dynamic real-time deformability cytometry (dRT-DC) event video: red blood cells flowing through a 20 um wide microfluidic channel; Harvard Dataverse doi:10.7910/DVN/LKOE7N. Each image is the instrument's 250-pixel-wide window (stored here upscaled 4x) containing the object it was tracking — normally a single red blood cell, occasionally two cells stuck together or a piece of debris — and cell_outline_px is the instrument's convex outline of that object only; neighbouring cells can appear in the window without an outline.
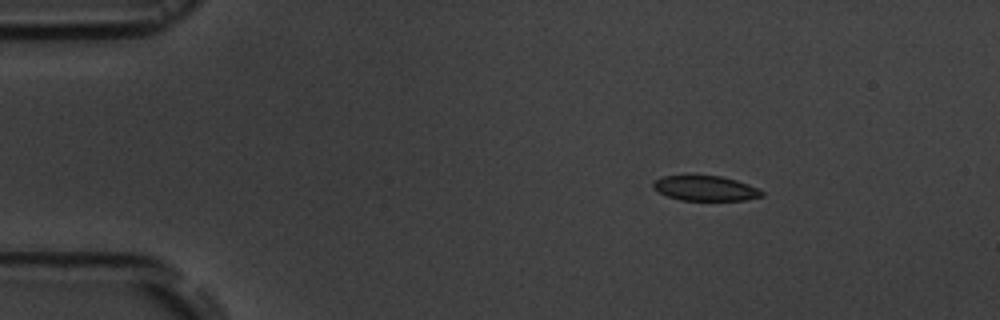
{"species": "common noctule bat (a hibernating species)", "species_latin": "Nyctalus noctula", "temperature_condition": "room temperature", "stored_images_in_passage": 48, "camera_frame_rate_fps": 3000, "um_per_image_px": 0.085, "animal": {"sex": "male", "body_mass_g": 19.5, "forearm_length_mm": 54.6}, "frame": {"image": 1, "passage_image": 1, "time_ms": 0.0, "image_size_px": [1000, 320], "cell_outline_px": [[764, 196], [744, 200], [680, 200], [668, 196], [652, 188], [652, 184], [656, 180], [664, 176], [720, 176], [736, 180], [748, 184], [764, 192]], "centroid_in_image_um": [59.97, 16.01], "position_along_channel_um": 25.0, "area_um2": 15.61}}
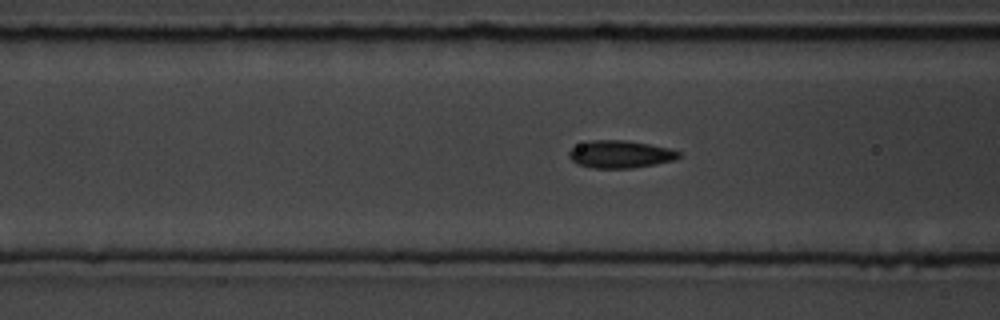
{"frame": {"image": 2, "passage_image": 14, "time_ms": 4.333, "image_size_px": [1000, 320], "cell_outline_px": [[680, 156], [676, 160], [656, 164], [632, 168], [592, 168], [580, 164], [572, 160], [568, 156], [568, 152], [572, 148], [588, 140], [628, 140], [668, 148], [680, 152]], "centroid_in_image_um": [52.73, 13.11], "position_along_channel_um": 113.9, "area_um2": 17.57}}
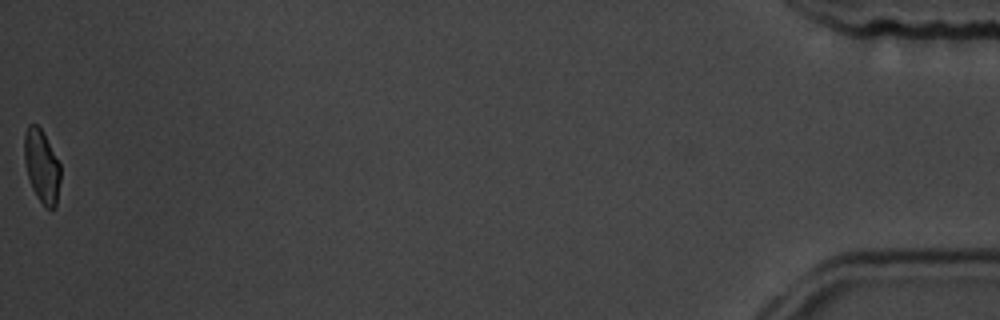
{"frame": {"image": 3, "passage_image": 48, "time_ms": 15.667, "image_size_px": [1000, 320], "cell_outline_px": [[60, 180], [56, 204], [52, 208], [48, 208], [36, 196], [32, 188], [28, 176], [24, 160], [24, 132], [28, 124], [36, 124], [40, 128], [60, 164]], "centroid_in_image_um": [3.53, 14.1], "position_along_channel_um": 431.7, "area_um2": 15.09}, "authors_computed_cell_mechanics": {"area_um2": 17.1955, "velocity_mm_per_s": 3.6893, "shape_relaxation_time_tau1_ms": 3.6213, "shape_relaxation_time_tau2_ms": 1.5094, "deformation_change_tau1": 0.1204, "deformation_change_tau2": 0.0539}}